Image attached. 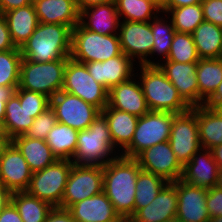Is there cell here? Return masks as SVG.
I'll use <instances>...</instances> for the list:
<instances>
[{"instance_id":"obj_1","label":"cell","mask_w":222,"mask_h":222,"mask_svg":"<svg viewBox=\"0 0 222 222\" xmlns=\"http://www.w3.org/2000/svg\"><path fill=\"white\" fill-rule=\"evenodd\" d=\"M140 170L135 158L122 155L103 166V192L124 221L135 215V188Z\"/></svg>"},{"instance_id":"obj_2","label":"cell","mask_w":222,"mask_h":222,"mask_svg":"<svg viewBox=\"0 0 222 222\" xmlns=\"http://www.w3.org/2000/svg\"><path fill=\"white\" fill-rule=\"evenodd\" d=\"M72 29L63 24L40 23L20 48L24 59L47 63L68 60L71 53Z\"/></svg>"},{"instance_id":"obj_3","label":"cell","mask_w":222,"mask_h":222,"mask_svg":"<svg viewBox=\"0 0 222 222\" xmlns=\"http://www.w3.org/2000/svg\"><path fill=\"white\" fill-rule=\"evenodd\" d=\"M139 67L138 79L150 111L182 114L191 109L158 66Z\"/></svg>"},{"instance_id":"obj_4","label":"cell","mask_w":222,"mask_h":222,"mask_svg":"<svg viewBox=\"0 0 222 222\" xmlns=\"http://www.w3.org/2000/svg\"><path fill=\"white\" fill-rule=\"evenodd\" d=\"M119 153L113 146L108 121L100 114L87 129L79 131L71 161L79 165L104 166Z\"/></svg>"},{"instance_id":"obj_5","label":"cell","mask_w":222,"mask_h":222,"mask_svg":"<svg viewBox=\"0 0 222 222\" xmlns=\"http://www.w3.org/2000/svg\"><path fill=\"white\" fill-rule=\"evenodd\" d=\"M121 53L118 35H100L79 23L72 29L70 58L77 62H103Z\"/></svg>"},{"instance_id":"obj_6","label":"cell","mask_w":222,"mask_h":222,"mask_svg":"<svg viewBox=\"0 0 222 222\" xmlns=\"http://www.w3.org/2000/svg\"><path fill=\"white\" fill-rule=\"evenodd\" d=\"M66 65L67 60L40 63L23 58L17 89L42 93L51 99L63 89Z\"/></svg>"},{"instance_id":"obj_7","label":"cell","mask_w":222,"mask_h":222,"mask_svg":"<svg viewBox=\"0 0 222 222\" xmlns=\"http://www.w3.org/2000/svg\"><path fill=\"white\" fill-rule=\"evenodd\" d=\"M176 115L171 112L149 111L139 117L131 144L120 155L136 158L145 149L168 141Z\"/></svg>"},{"instance_id":"obj_8","label":"cell","mask_w":222,"mask_h":222,"mask_svg":"<svg viewBox=\"0 0 222 222\" xmlns=\"http://www.w3.org/2000/svg\"><path fill=\"white\" fill-rule=\"evenodd\" d=\"M72 165L73 162L70 160L57 159L53 164L32 174L26 191L53 207H59Z\"/></svg>"},{"instance_id":"obj_9","label":"cell","mask_w":222,"mask_h":222,"mask_svg":"<svg viewBox=\"0 0 222 222\" xmlns=\"http://www.w3.org/2000/svg\"><path fill=\"white\" fill-rule=\"evenodd\" d=\"M62 91L78 96L101 111L108 105L109 90L89 74L84 63L72 58L67 60Z\"/></svg>"},{"instance_id":"obj_10","label":"cell","mask_w":222,"mask_h":222,"mask_svg":"<svg viewBox=\"0 0 222 222\" xmlns=\"http://www.w3.org/2000/svg\"><path fill=\"white\" fill-rule=\"evenodd\" d=\"M102 191L103 166L73 163L59 207L68 209L77 202L91 198Z\"/></svg>"},{"instance_id":"obj_11","label":"cell","mask_w":222,"mask_h":222,"mask_svg":"<svg viewBox=\"0 0 222 222\" xmlns=\"http://www.w3.org/2000/svg\"><path fill=\"white\" fill-rule=\"evenodd\" d=\"M50 107L58 122L78 131L87 129L101 114L99 108L62 90L50 99Z\"/></svg>"},{"instance_id":"obj_12","label":"cell","mask_w":222,"mask_h":222,"mask_svg":"<svg viewBox=\"0 0 222 222\" xmlns=\"http://www.w3.org/2000/svg\"><path fill=\"white\" fill-rule=\"evenodd\" d=\"M168 141L177 160L183 167L202 148L197 116L191 109L174 117Z\"/></svg>"},{"instance_id":"obj_13","label":"cell","mask_w":222,"mask_h":222,"mask_svg":"<svg viewBox=\"0 0 222 222\" xmlns=\"http://www.w3.org/2000/svg\"><path fill=\"white\" fill-rule=\"evenodd\" d=\"M118 38L122 53L139 65L149 66V57L154 44L150 22H120Z\"/></svg>"},{"instance_id":"obj_14","label":"cell","mask_w":222,"mask_h":222,"mask_svg":"<svg viewBox=\"0 0 222 222\" xmlns=\"http://www.w3.org/2000/svg\"><path fill=\"white\" fill-rule=\"evenodd\" d=\"M135 159L141 170L156 174L167 182H175L182 177L183 166L177 160L169 141L145 149Z\"/></svg>"},{"instance_id":"obj_15","label":"cell","mask_w":222,"mask_h":222,"mask_svg":"<svg viewBox=\"0 0 222 222\" xmlns=\"http://www.w3.org/2000/svg\"><path fill=\"white\" fill-rule=\"evenodd\" d=\"M172 183L176 186L178 197L176 217L182 222H209L206 207L208 189L190 185L181 179Z\"/></svg>"},{"instance_id":"obj_16","label":"cell","mask_w":222,"mask_h":222,"mask_svg":"<svg viewBox=\"0 0 222 222\" xmlns=\"http://www.w3.org/2000/svg\"><path fill=\"white\" fill-rule=\"evenodd\" d=\"M156 66L176 87L179 95L190 107L199 106V87L196 77L197 63L162 62V59H159L156 61Z\"/></svg>"},{"instance_id":"obj_17","label":"cell","mask_w":222,"mask_h":222,"mask_svg":"<svg viewBox=\"0 0 222 222\" xmlns=\"http://www.w3.org/2000/svg\"><path fill=\"white\" fill-rule=\"evenodd\" d=\"M32 174L25 158L11 142L0 160V183L11 193L26 191Z\"/></svg>"},{"instance_id":"obj_18","label":"cell","mask_w":222,"mask_h":222,"mask_svg":"<svg viewBox=\"0 0 222 222\" xmlns=\"http://www.w3.org/2000/svg\"><path fill=\"white\" fill-rule=\"evenodd\" d=\"M84 64L89 74L108 90L137 74L134 72L136 64L124 53L103 62L93 61Z\"/></svg>"},{"instance_id":"obj_19","label":"cell","mask_w":222,"mask_h":222,"mask_svg":"<svg viewBox=\"0 0 222 222\" xmlns=\"http://www.w3.org/2000/svg\"><path fill=\"white\" fill-rule=\"evenodd\" d=\"M137 76L138 74L109 90L108 105L111 108L128 112L137 117H141L150 111L141 84L136 78Z\"/></svg>"},{"instance_id":"obj_20","label":"cell","mask_w":222,"mask_h":222,"mask_svg":"<svg viewBox=\"0 0 222 222\" xmlns=\"http://www.w3.org/2000/svg\"><path fill=\"white\" fill-rule=\"evenodd\" d=\"M218 172L219 167L214 160L212 151L201 148L183 167L181 180L190 185L209 189L216 185Z\"/></svg>"},{"instance_id":"obj_21","label":"cell","mask_w":222,"mask_h":222,"mask_svg":"<svg viewBox=\"0 0 222 222\" xmlns=\"http://www.w3.org/2000/svg\"><path fill=\"white\" fill-rule=\"evenodd\" d=\"M67 210L75 222H124L103 191L77 202Z\"/></svg>"},{"instance_id":"obj_22","label":"cell","mask_w":222,"mask_h":222,"mask_svg":"<svg viewBox=\"0 0 222 222\" xmlns=\"http://www.w3.org/2000/svg\"><path fill=\"white\" fill-rule=\"evenodd\" d=\"M178 197L176 186L168 182L155 199L141 208L129 222H165L176 218Z\"/></svg>"},{"instance_id":"obj_23","label":"cell","mask_w":222,"mask_h":222,"mask_svg":"<svg viewBox=\"0 0 222 222\" xmlns=\"http://www.w3.org/2000/svg\"><path fill=\"white\" fill-rule=\"evenodd\" d=\"M120 22L115 2L86 7L80 11L79 24L100 35H118Z\"/></svg>"},{"instance_id":"obj_24","label":"cell","mask_w":222,"mask_h":222,"mask_svg":"<svg viewBox=\"0 0 222 222\" xmlns=\"http://www.w3.org/2000/svg\"><path fill=\"white\" fill-rule=\"evenodd\" d=\"M33 4L40 23L63 24L71 29L79 23L76 0H38Z\"/></svg>"},{"instance_id":"obj_25","label":"cell","mask_w":222,"mask_h":222,"mask_svg":"<svg viewBox=\"0 0 222 222\" xmlns=\"http://www.w3.org/2000/svg\"><path fill=\"white\" fill-rule=\"evenodd\" d=\"M101 114L108 121L114 148H117V152H123L131 144L139 117L111 108L109 105Z\"/></svg>"},{"instance_id":"obj_26","label":"cell","mask_w":222,"mask_h":222,"mask_svg":"<svg viewBox=\"0 0 222 222\" xmlns=\"http://www.w3.org/2000/svg\"><path fill=\"white\" fill-rule=\"evenodd\" d=\"M3 15L13 44L21 48L39 24L34 4L4 12Z\"/></svg>"},{"instance_id":"obj_27","label":"cell","mask_w":222,"mask_h":222,"mask_svg":"<svg viewBox=\"0 0 222 222\" xmlns=\"http://www.w3.org/2000/svg\"><path fill=\"white\" fill-rule=\"evenodd\" d=\"M197 116L202 148L212 149L222 144V114L205 105L191 107Z\"/></svg>"},{"instance_id":"obj_28","label":"cell","mask_w":222,"mask_h":222,"mask_svg":"<svg viewBox=\"0 0 222 222\" xmlns=\"http://www.w3.org/2000/svg\"><path fill=\"white\" fill-rule=\"evenodd\" d=\"M12 143L21 152L33 173L43 170L57 160L45 140L19 135L12 139Z\"/></svg>"},{"instance_id":"obj_29","label":"cell","mask_w":222,"mask_h":222,"mask_svg":"<svg viewBox=\"0 0 222 222\" xmlns=\"http://www.w3.org/2000/svg\"><path fill=\"white\" fill-rule=\"evenodd\" d=\"M199 87V106L214 94L222 81V59H200L196 70Z\"/></svg>"},{"instance_id":"obj_30","label":"cell","mask_w":222,"mask_h":222,"mask_svg":"<svg viewBox=\"0 0 222 222\" xmlns=\"http://www.w3.org/2000/svg\"><path fill=\"white\" fill-rule=\"evenodd\" d=\"M192 36L200 59L221 58L222 27L203 21Z\"/></svg>"},{"instance_id":"obj_31","label":"cell","mask_w":222,"mask_h":222,"mask_svg":"<svg viewBox=\"0 0 222 222\" xmlns=\"http://www.w3.org/2000/svg\"><path fill=\"white\" fill-rule=\"evenodd\" d=\"M78 133V130L57 122L49 131L45 141L58 160L71 161L76 151Z\"/></svg>"},{"instance_id":"obj_32","label":"cell","mask_w":222,"mask_h":222,"mask_svg":"<svg viewBox=\"0 0 222 222\" xmlns=\"http://www.w3.org/2000/svg\"><path fill=\"white\" fill-rule=\"evenodd\" d=\"M11 202L17 208L23 222H45L53 206L27 191L11 193Z\"/></svg>"},{"instance_id":"obj_33","label":"cell","mask_w":222,"mask_h":222,"mask_svg":"<svg viewBox=\"0 0 222 222\" xmlns=\"http://www.w3.org/2000/svg\"><path fill=\"white\" fill-rule=\"evenodd\" d=\"M34 121L32 114L20 105L19 97L14 94L5 106V119L3 128L5 134L12 140L14 137L24 135Z\"/></svg>"},{"instance_id":"obj_34","label":"cell","mask_w":222,"mask_h":222,"mask_svg":"<svg viewBox=\"0 0 222 222\" xmlns=\"http://www.w3.org/2000/svg\"><path fill=\"white\" fill-rule=\"evenodd\" d=\"M166 15L167 16L161 17L159 14L151 20V31L153 34L154 44L152 47V53L149 57V66H156V62L153 60V56L156 55L155 53H157V57L158 55L159 57L162 56L160 57V59L164 58L163 61L167 60L168 58L169 51L176 31L174 30L171 19L168 21V14Z\"/></svg>"},{"instance_id":"obj_35","label":"cell","mask_w":222,"mask_h":222,"mask_svg":"<svg viewBox=\"0 0 222 222\" xmlns=\"http://www.w3.org/2000/svg\"><path fill=\"white\" fill-rule=\"evenodd\" d=\"M114 2L120 19L123 18L122 21L150 22L159 13L163 14L150 0H115Z\"/></svg>"},{"instance_id":"obj_36","label":"cell","mask_w":222,"mask_h":222,"mask_svg":"<svg viewBox=\"0 0 222 222\" xmlns=\"http://www.w3.org/2000/svg\"><path fill=\"white\" fill-rule=\"evenodd\" d=\"M168 182L162 177L140 170L136 180L135 214L150 204Z\"/></svg>"},{"instance_id":"obj_37","label":"cell","mask_w":222,"mask_h":222,"mask_svg":"<svg viewBox=\"0 0 222 222\" xmlns=\"http://www.w3.org/2000/svg\"><path fill=\"white\" fill-rule=\"evenodd\" d=\"M166 14L173 23L174 30L180 33L192 34L204 21L201 3L171 8Z\"/></svg>"},{"instance_id":"obj_38","label":"cell","mask_w":222,"mask_h":222,"mask_svg":"<svg viewBox=\"0 0 222 222\" xmlns=\"http://www.w3.org/2000/svg\"><path fill=\"white\" fill-rule=\"evenodd\" d=\"M200 60L192 34L176 32L167 60L177 63H198Z\"/></svg>"},{"instance_id":"obj_39","label":"cell","mask_w":222,"mask_h":222,"mask_svg":"<svg viewBox=\"0 0 222 222\" xmlns=\"http://www.w3.org/2000/svg\"><path fill=\"white\" fill-rule=\"evenodd\" d=\"M22 59L17 47L0 52V86H19Z\"/></svg>"},{"instance_id":"obj_40","label":"cell","mask_w":222,"mask_h":222,"mask_svg":"<svg viewBox=\"0 0 222 222\" xmlns=\"http://www.w3.org/2000/svg\"><path fill=\"white\" fill-rule=\"evenodd\" d=\"M15 94L19 97L20 105L32 114L33 118H36L50 107V98L42 93L26 89H17Z\"/></svg>"},{"instance_id":"obj_41","label":"cell","mask_w":222,"mask_h":222,"mask_svg":"<svg viewBox=\"0 0 222 222\" xmlns=\"http://www.w3.org/2000/svg\"><path fill=\"white\" fill-rule=\"evenodd\" d=\"M55 111L48 107L43 113L34 118L30 128L26 131L24 136L46 140L49 131L57 124Z\"/></svg>"},{"instance_id":"obj_42","label":"cell","mask_w":222,"mask_h":222,"mask_svg":"<svg viewBox=\"0 0 222 222\" xmlns=\"http://www.w3.org/2000/svg\"><path fill=\"white\" fill-rule=\"evenodd\" d=\"M204 21L222 27V0H202Z\"/></svg>"},{"instance_id":"obj_43","label":"cell","mask_w":222,"mask_h":222,"mask_svg":"<svg viewBox=\"0 0 222 222\" xmlns=\"http://www.w3.org/2000/svg\"><path fill=\"white\" fill-rule=\"evenodd\" d=\"M206 207L210 218L222 216V190L215 186L208 189Z\"/></svg>"},{"instance_id":"obj_44","label":"cell","mask_w":222,"mask_h":222,"mask_svg":"<svg viewBox=\"0 0 222 222\" xmlns=\"http://www.w3.org/2000/svg\"><path fill=\"white\" fill-rule=\"evenodd\" d=\"M13 44L6 19L3 14L0 13V52L15 49Z\"/></svg>"},{"instance_id":"obj_45","label":"cell","mask_w":222,"mask_h":222,"mask_svg":"<svg viewBox=\"0 0 222 222\" xmlns=\"http://www.w3.org/2000/svg\"><path fill=\"white\" fill-rule=\"evenodd\" d=\"M45 222H75L67 209L53 207Z\"/></svg>"},{"instance_id":"obj_46","label":"cell","mask_w":222,"mask_h":222,"mask_svg":"<svg viewBox=\"0 0 222 222\" xmlns=\"http://www.w3.org/2000/svg\"><path fill=\"white\" fill-rule=\"evenodd\" d=\"M18 86H0V122L5 119L6 102L16 93Z\"/></svg>"},{"instance_id":"obj_47","label":"cell","mask_w":222,"mask_h":222,"mask_svg":"<svg viewBox=\"0 0 222 222\" xmlns=\"http://www.w3.org/2000/svg\"><path fill=\"white\" fill-rule=\"evenodd\" d=\"M0 222H23L17 208L11 201L0 213Z\"/></svg>"},{"instance_id":"obj_48","label":"cell","mask_w":222,"mask_h":222,"mask_svg":"<svg viewBox=\"0 0 222 222\" xmlns=\"http://www.w3.org/2000/svg\"><path fill=\"white\" fill-rule=\"evenodd\" d=\"M32 4L30 0H0V13Z\"/></svg>"},{"instance_id":"obj_49","label":"cell","mask_w":222,"mask_h":222,"mask_svg":"<svg viewBox=\"0 0 222 222\" xmlns=\"http://www.w3.org/2000/svg\"><path fill=\"white\" fill-rule=\"evenodd\" d=\"M220 104H222V81L214 94L204 103L205 106L212 109H216Z\"/></svg>"},{"instance_id":"obj_50","label":"cell","mask_w":222,"mask_h":222,"mask_svg":"<svg viewBox=\"0 0 222 222\" xmlns=\"http://www.w3.org/2000/svg\"><path fill=\"white\" fill-rule=\"evenodd\" d=\"M11 201V192L0 183V213Z\"/></svg>"},{"instance_id":"obj_51","label":"cell","mask_w":222,"mask_h":222,"mask_svg":"<svg viewBox=\"0 0 222 222\" xmlns=\"http://www.w3.org/2000/svg\"><path fill=\"white\" fill-rule=\"evenodd\" d=\"M115 0H76V4L81 11L83 8L91 7L99 4L114 2Z\"/></svg>"},{"instance_id":"obj_52","label":"cell","mask_w":222,"mask_h":222,"mask_svg":"<svg viewBox=\"0 0 222 222\" xmlns=\"http://www.w3.org/2000/svg\"><path fill=\"white\" fill-rule=\"evenodd\" d=\"M201 2H202V0H169L168 11L171 8H179L182 6L194 5V4L201 3Z\"/></svg>"},{"instance_id":"obj_53","label":"cell","mask_w":222,"mask_h":222,"mask_svg":"<svg viewBox=\"0 0 222 222\" xmlns=\"http://www.w3.org/2000/svg\"><path fill=\"white\" fill-rule=\"evenodd\" d=\"M211 151L219 169H222V144L212 148Z\"/></svg>"},{"instance_id":"obj_54","label":"cell","mask_w":222,"mask_h":222,"mask_svg":"<svg viewBox=\"0 0 222 222\" xmlns=\"http://www.w3.org/2000/svg\"><path fill=\"white\" fill-rule=\"evenodd\" d=\"M159 10L164 13L168 12V3L169 0H150Z\"/></svg>"},{"instance_id":"obj_55","label":"cell","mask_w":222,"mask_h":222,"mask_svg":"<svg viewBox=\"0 0 222 222\" xmlns=\"http://www.w3.org/2000/svg\"><path fill=\"white\" fill-rule=\"evenodd\" d=\"M11 142L12 140L9 137H0V160L3 157L5 149Z\"/></svg>"},{"instance_id":"obj_56","label":"cell","mask_w":222,"mask_h":222,"mask_svg":"<svg viewBox=\"0 0 222 222\" xmlns=\"http://www.w3.org/2000/svg\"><path fill=\"white\" fill-rule=\"evenodd\" d=\"M215 187L222 190V169H219L217 183H216Z\"/></svg>"},{"instance_id":"obj_57","label":"cell","mask_w":222,"mask_h":222,"mask_svg":"<svg viewBox=\"0 0 222 222\" xmlns=\"http://www.w3.org/2000/svg\"><path fill=\"white\" fill-rule=\"evenodd\" d=\"M209 222H222V216H216L214 218H210Z\"/></svg>"},{"instance_id":"obj_58","label":"cell","mask_w":222,"mask_h":222,"mask_svg":"<svg viewBox=\"0 0 222 222\" xmlns=\"http://www.w3.org/2000/svg\"><path fill=\"white\" fill-rule=\"evenodd\" d=\"M0 137H8L5 134L4 128H3V124L0 122Z\"/></svg>"},{"instance_id":"obj_59","label":"cell","mask_w":222,"mask_h":222,"mask_svg":"<svg viewBox=\"0 0 222 222\" xmlns=\"http://www.w3.org/2000/svg\"><path fill=\"white\" fill-rule=\"evenodd\" d=\"M165 222H182L179 218H173V219H170V220H167Z\"/></svg>"},{"instance_id":"obj_60","label":"cell","mask_w":222,"mask_h":222,"mask_svg":"<svg viewBox=\"0 0 222 222\" xmlns=\"http://www.w3.org/2000/svg\"><path fill=\"white\" fill-rule=\"evenodd\" d=\"M216 109L222 114V104H220Z\"/></svg>"},{"instance_id":"obj_61","label":"cell","mask_w":222,"mask_h":222,"mask_svg":"<svg viewBox=\"0 0 222 222\" xmlns=\"http://www.w3.org/2000/svg\"><path fill=\"white\" fill-rule=\"evenodd\" d=\"M31 1V3H35L36 1H38V0H30Z\"/></svg>"}]
</instances>
